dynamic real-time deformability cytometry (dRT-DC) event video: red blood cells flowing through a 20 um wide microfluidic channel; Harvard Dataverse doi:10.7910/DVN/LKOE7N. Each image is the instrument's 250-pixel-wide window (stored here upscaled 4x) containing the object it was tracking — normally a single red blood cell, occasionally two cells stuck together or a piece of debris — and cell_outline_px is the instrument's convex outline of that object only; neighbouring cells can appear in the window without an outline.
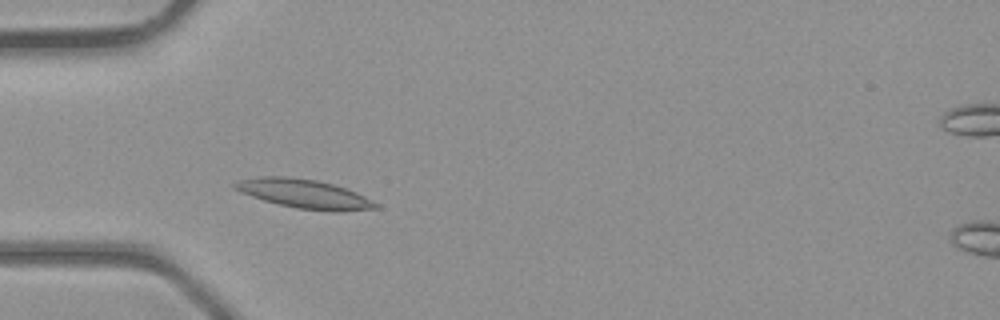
{"species": "common noctule bat (a hibernating species)", "species_latin": "Nyctalus noctula", "temperature_condition": "room temperature", "stored_images_in_passage": 3, "camera_frame_rate_fps": 3000, "um_per_image_px": 0.085, "animal": {"sex": "male", "body_mass_g": 23.1, "forearm_length_mm": 52.7}, "frame": {"image": 1, "passage_image": 2, "time_ms": 1.333, "image_size_px": [1000, 320], "cell_outline_px": [[380, 208], [340, 212], [332, 212], [296, 208], [264, 200], [240, 192], [232, 188], [232, 184], [240, 180], [264, 176], [280, 176], [316, 180], [332, 184], [356, 192], [380, 204]], "centroid_in_image_um": [25.9, 16.49], "position_along_channel_um": 59.1, "area_um2": 23.7}}